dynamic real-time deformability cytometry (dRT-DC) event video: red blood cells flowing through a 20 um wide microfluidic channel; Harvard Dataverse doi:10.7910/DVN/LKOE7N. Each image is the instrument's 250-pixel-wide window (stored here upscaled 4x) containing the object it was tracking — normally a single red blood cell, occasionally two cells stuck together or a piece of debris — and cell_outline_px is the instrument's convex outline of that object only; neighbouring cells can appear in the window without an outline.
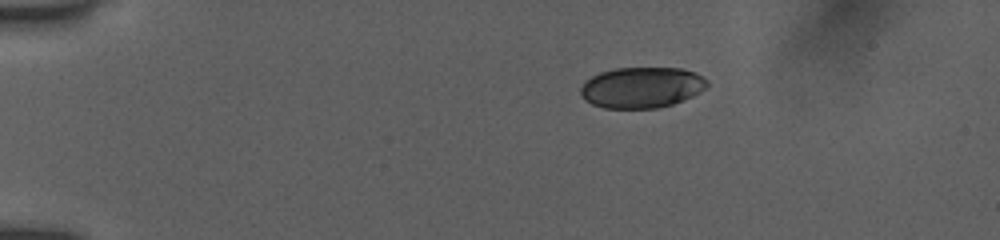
{"species": "human", "species_latin": "Homo sapiens", "temperature_condition": "room temperature", "stored_images_in_passage": 44, "camera_frame_rate_fps": 3000, "um_per_image_px": 0.085, "donor": {"sex": "female"}, "frame": {"image": 1, "passage_image": 1, "time_ms": 0.0, "image_size_px": [1000, 240], "cell_outline_px": [[708, 84], [700, 92], [692, 96], [672, 104], [656, 108], [604, 108], [592, 104], [584, 100], [580, 96], [580, 88], [592, 76], [600, 72], [616, 68], [684, 68], [696, 72], [708, 80]], "centroid_in_image_um": [54.55, 7.43], "position_along_channel_um": 30.5, "area_um2": 30.17}}
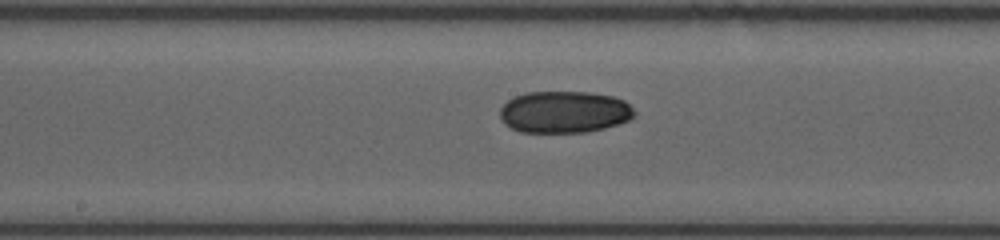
{"frame": {"image": 2, "passage_image": 20, "time_ms": 6.333, "image_size_px": [1000, 240], "cell_outline_px": [[636, 112], [628, 120], [604, 128], [588, 132], [520, 132], [504, 124], [500, 120], [500, 108], [508, 100], [516, 96], [528, 92], [588, 92], [612, 96], [624, 100]], "centroid_in_image_um": [47.94, 9.52], "position_along_channel_um": 200.3, "area_um2": 32.71}}
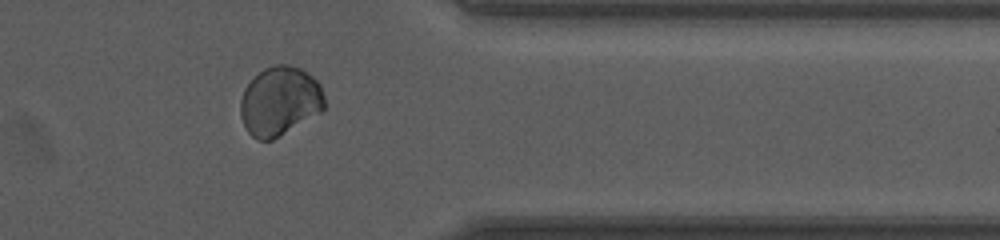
{"frame": {"image": 3, "passage_image": 35, "time_ms": 11.333, "image_size_px": [1000, 240], "cell_outline_px": [[324, 108], [320, 112], [272, 140], [256, 140], [248, 132], [240, 116], [240, 100], [244, 88], [264, 68], [272, 64], [284, 64], [300, 68], [308, 72], [320, 84], [324, 96]], "centroid_in_image_um": [23.77, 8.58], "position_along_channel_um": 387.6, "area_um2": 33.7}, "authors_computed_cell_mechanics": {"area_um2": 32.5703, "velocity_mm_per_s": 3.9199, "shape_relaxation_time_tau1_ms": null, "shape_relaxation_time_tau2_ms": 3.3235, "deformation_change_tau1": null, "deformation_change_tau2": 0.0475}}